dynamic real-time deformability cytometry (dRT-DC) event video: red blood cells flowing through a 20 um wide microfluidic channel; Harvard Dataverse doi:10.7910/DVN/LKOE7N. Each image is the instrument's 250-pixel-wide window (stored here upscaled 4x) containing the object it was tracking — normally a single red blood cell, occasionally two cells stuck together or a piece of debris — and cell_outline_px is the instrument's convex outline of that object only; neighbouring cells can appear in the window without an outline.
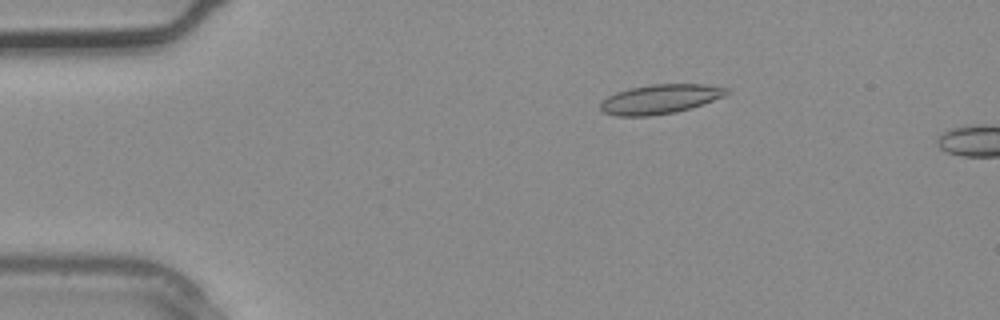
{"species": "common noctule bat (a hibernating species)", "species_latin": "Nyctalus noctula", "temperature_condition": "warm", "stored_images_in_passage": 3, "camera_frame_rate_fps": 3000, "um_per_image_px": 0.085, "animal": {"sex": "male", "body_mass_g": 20.4}, "frame": {"image": 1, "passage_image": 2, "time_ms": 0.333, "image_size_px": [1000, 320], "cell_outline_px": [[728, 92], [724, 96], [704, 104], [676, 112], [648, 116], [616, 116], [604, 112], [600, 108], [600, 104], [608, 96], [616, 92], [628, 88], [652, 84], [704, 84], [728, 88]], "centroid_in_image_um": [56.11, 8.42], "position_along_channel_um": 28.9, "area_um2": 21.56}}